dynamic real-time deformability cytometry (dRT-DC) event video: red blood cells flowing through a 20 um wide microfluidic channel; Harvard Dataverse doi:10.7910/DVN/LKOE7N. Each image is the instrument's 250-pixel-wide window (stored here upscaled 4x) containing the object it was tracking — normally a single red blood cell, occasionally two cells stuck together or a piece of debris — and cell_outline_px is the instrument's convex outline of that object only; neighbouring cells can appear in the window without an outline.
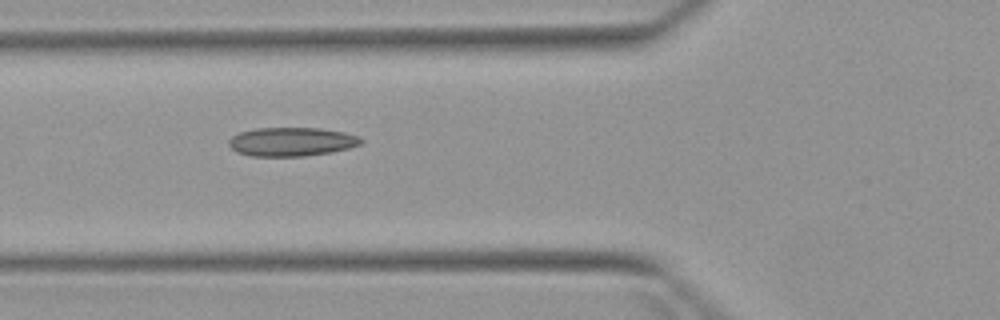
{"species": "Egyptian fruit bat (a non-hibernating species)", "species_latin": "Rousettus aegyptiacus", "temperature_condition": "warm", "stored_images_in_passage": 7, "camera_frame_rate_fps": 3000, "um_per_image_px": 0.085, "animal": {"sex": "female"}, "frame": {"image": 1, "passage_image": 5, "time_ms": 6.0, "image_size_px": [1000, 320], "cell_outline_px": [[364, 140], [360, 144], [348, 148], [332, 152], [304, 156], [252, 156], [236, 152], [228, 144], [228, 140], [232, 136], [240, 132], [256, 128], [320, 128], [344, 132], [360, 136]], "centroid_in_image_um": [24.79, 12.04], "position_along_channel_um": 101.0, "area_um2": 22.25}}
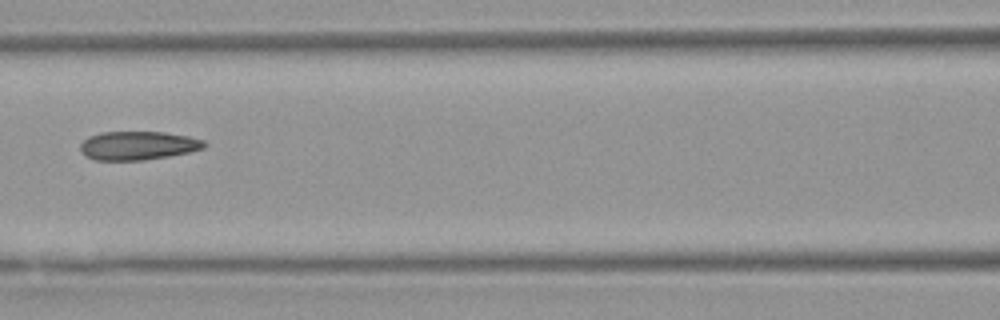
{"frame": {"image": 2, "passage_image": 6, "time_ms": 7.333, "image_size_px": [1000, 320], "cell_outline_px": [[208, 144], [204, 148], [188, 152], [168, 156], [144, 160], [96, 160], [84, 156], [80, 152], [80, 144], [88, 136], [100, 132], [164, 132], [188, 136], [204, 140]], "centroid_in_image_um": [11.7, 12.37], "position_along_channel_um": 154.9, "area_um2": 20.81}}
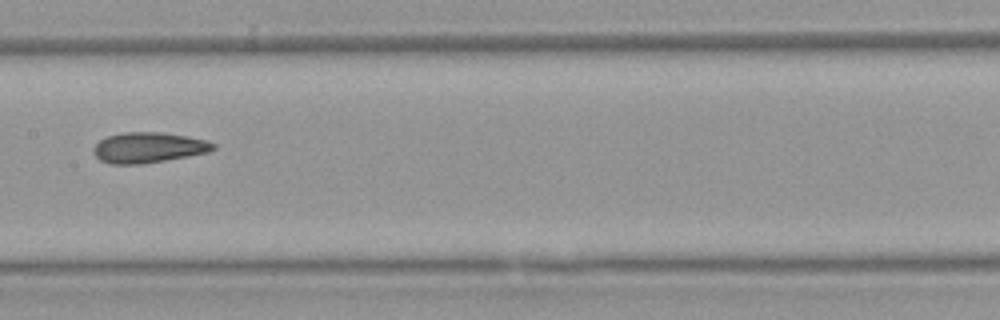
{"frame": {"image": 3, "passage_image": 7, "time_ms": 8.333, "image_size_px": [1000, 320], "cell_outline_px": [[216, 148], [208, 152], [188, 156], [140, 164], [108, 164], [100, 160], [92, 152], [92, 148], [100, 140], [108, 136], [124, 132], [160, 132], [188, 136], [204, 140], [216, 144]], "centroid_in_image_um": [12.59, 12.54], "position_along_channel_um": 194.8, "area_um2": 21.21}}